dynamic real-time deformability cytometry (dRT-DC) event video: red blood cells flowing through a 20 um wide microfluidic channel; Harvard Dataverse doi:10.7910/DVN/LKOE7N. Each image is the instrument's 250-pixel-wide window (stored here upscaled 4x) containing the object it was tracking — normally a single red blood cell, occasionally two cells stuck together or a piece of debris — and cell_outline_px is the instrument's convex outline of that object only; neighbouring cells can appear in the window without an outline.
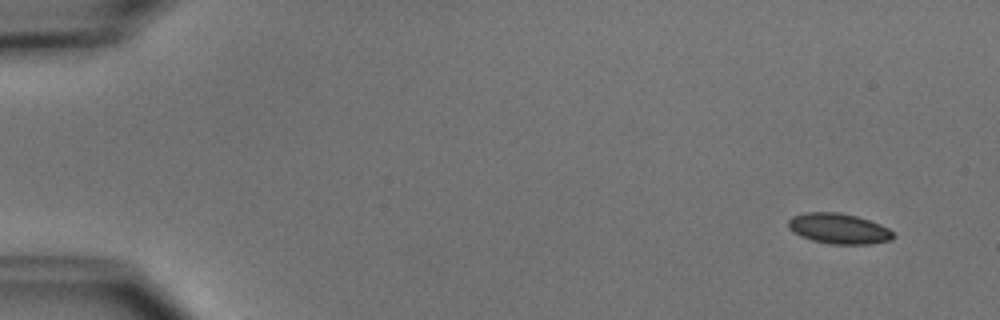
{"species": "common noctule bat (a hibernating species)", "species_latin": "Nyctalus noctula", "temperature_condition": "cold", "stored_images_in_passage": 6, "camera_frame_rate_fps": 3000, "um_per_image_px": 0.085, "animal": {"sex": "male", "body_mass_g": 15.6}, "frame": {"image": 1, "passage_image": 2, "time_ms": 1.0, "image_size_px": [1000, 320], "cell_outline_px": [[896, 236], [892, 240], [868, 244], [832, 244], [812, 240], [800, 236], [792, 232], [788, 228], [788, 220], [792, 216], [808, 212], [840, 212], [856, 216], [880, 224], [888, 228]], "centroid_in_image_um": [71.28, 19.43], "position_along_channel_um": 13.7, "area_um2": 18.67}}
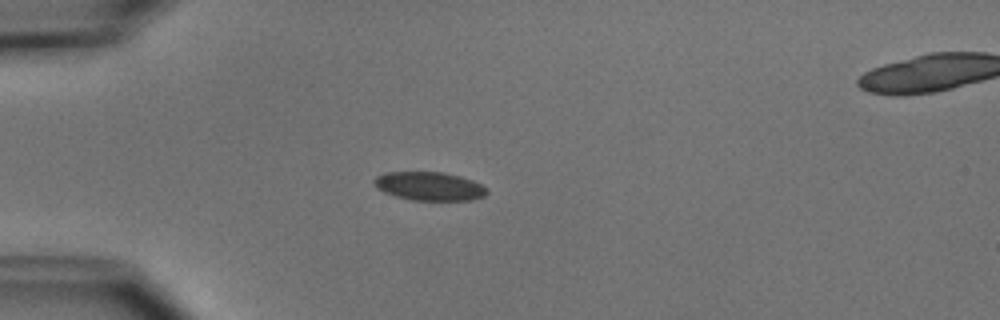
{"frame": {"image": 2, "passage_image": 5, "time_ms": 4.667, "image_size_px": [1000, 320], "cell_outline_px": [[488, 192], [484, 196], [472, 200], [412, 200], [396, 196], [384, 192], [376, 188], [372, 180], [376, 176], [384, 172], [444, 172], [460, 176], [472, 180], [488, 188]], "centroid_in_image_um": [36.48, 15.82], "position_along_channel_um": 48.5, "area_um2": 18.9}}